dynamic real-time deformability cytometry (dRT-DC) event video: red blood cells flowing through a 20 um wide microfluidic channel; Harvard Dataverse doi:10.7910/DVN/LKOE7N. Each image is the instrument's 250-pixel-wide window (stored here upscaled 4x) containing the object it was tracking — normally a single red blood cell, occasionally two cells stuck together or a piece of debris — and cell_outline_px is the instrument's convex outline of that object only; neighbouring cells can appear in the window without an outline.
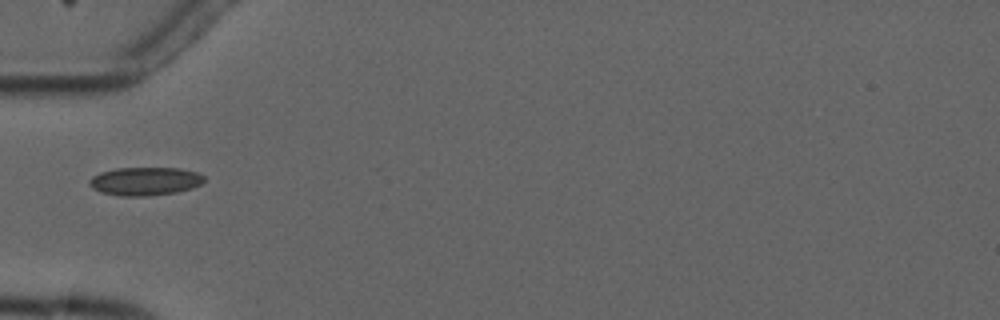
{"species": "common noctule bat (a hibernating species)", "species_latin": "Nyctalus noctula", "temperature_condition": "cold", "stored_images_in_passage": 2, "camera_frame_rate_fps": 3000, "um_per_image_px": 0.085, "animal": {"sex": "male", "forearm_length_mm": 52.5}, "frame": {"image": 1, "passage_image": 1, "time_ms": 0.0, "image_size_px": [1000, 320], "cell_outline_px": [[204, 180], [200, 184], [192, 188], [176, 192], [148, 196], [120, 196], [100, 192], [92, 188], [88, 184], [88, 180], [92, 176], [100, 172], [116, 168], [180, 168], [196, 172], [204, 176]], "centroid_in_image_um": [12.28, 15.4], "position_along_channel_um": 72.7, "area_um2": 19.02}}
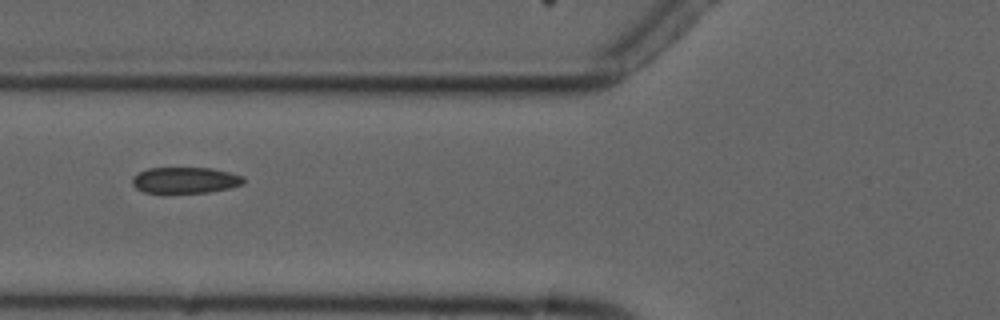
{"frame": {"image": 2, "passage_image": 2, "time_ms": 1.0, "image_size_px": [1000, 320], "cell_outline_px": [[244, 184], [228, 188], [208, 192], [144, 192], [136, 188], [132, 184], [132, 176], [148, 168], [212, 168], [244, 176]], "centroid_in_image_um": [15.74, 15.3], "position_along_channel_um": 110.1, "area_um2": 16.76}}